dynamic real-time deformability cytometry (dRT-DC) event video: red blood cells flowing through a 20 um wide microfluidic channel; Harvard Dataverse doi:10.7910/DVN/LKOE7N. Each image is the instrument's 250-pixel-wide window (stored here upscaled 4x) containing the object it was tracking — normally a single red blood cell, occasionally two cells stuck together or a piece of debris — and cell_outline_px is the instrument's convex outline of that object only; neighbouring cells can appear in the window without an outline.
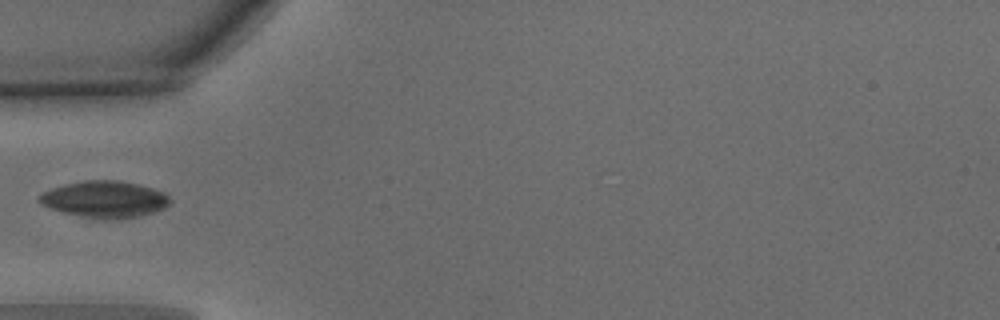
{"species": "common noctule bat (a hibernating species)", "species_latin": "Nyctalus noctula", "temperature_condition": "warm", "stored_images_in_passage": 4, "camera_frame_rate_fps": 3000, "um_per_image_px": 0.085, "animal": {"sex": "male", "body_mass_g": 15.6}, "frame": {"image": 1, "passage_image": 1, "time_ms": 0.0, "image_size_px": [1000, 320], "cell_outline_px": [[172, 200], [164, 208], [156, 212], [136, 216], [112, 220], [104, 220], [80, 216], [64, 212], [40, 204], [36, 200], [44, 192], [52, 188], [64, 184], [84, 180], [120, 180], [152, 188], [164, 192]], "centroid_in_image_um": [8.9, 16.94], "position_along_channel_um": 76.1, "area_um2": 27.92}}